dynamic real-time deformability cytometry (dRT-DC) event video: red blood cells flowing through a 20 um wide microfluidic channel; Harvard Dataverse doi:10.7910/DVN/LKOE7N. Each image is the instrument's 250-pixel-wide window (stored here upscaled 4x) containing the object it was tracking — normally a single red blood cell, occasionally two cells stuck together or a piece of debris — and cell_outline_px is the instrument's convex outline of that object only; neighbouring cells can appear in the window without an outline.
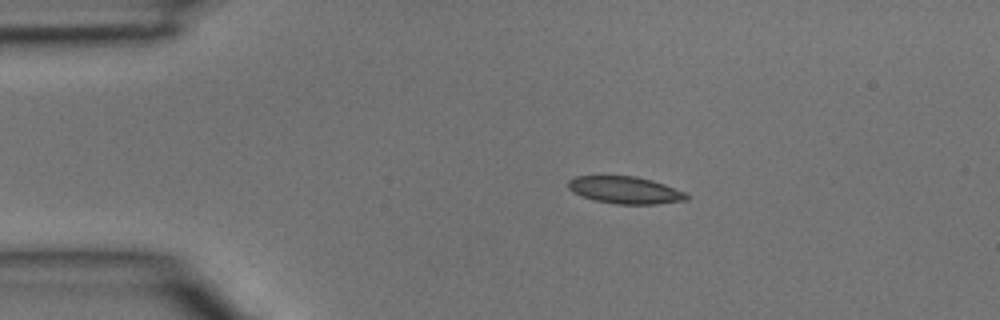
{"species": "common noctule bat (a hibernating species)", "species_latin": "Nyctalus noctula", "temperature_condition": "room temperature", "stored_images_in_passage": 2, "camera_frame_rate_fps": 3000, "um_per_image_px": 0.085, "animal": {"sex": "male", "body_mass_g": 15.6}, "frame": {"image": 1, "passage_image": 1, "time_ms": 0.0, "image_size_px": [1000, 320], "cell_outline_px": [[688, 200], [656, 204], [616, 204], [596, 200], [572, 192], [568, 188], [568, 180], [576, 176], [636, 176], [652, 180], [688, 192]], "centroid_in_image_um": [53.18, 16.15], "position_along_channel_um": 31.8, "area_um2": 18.79}}